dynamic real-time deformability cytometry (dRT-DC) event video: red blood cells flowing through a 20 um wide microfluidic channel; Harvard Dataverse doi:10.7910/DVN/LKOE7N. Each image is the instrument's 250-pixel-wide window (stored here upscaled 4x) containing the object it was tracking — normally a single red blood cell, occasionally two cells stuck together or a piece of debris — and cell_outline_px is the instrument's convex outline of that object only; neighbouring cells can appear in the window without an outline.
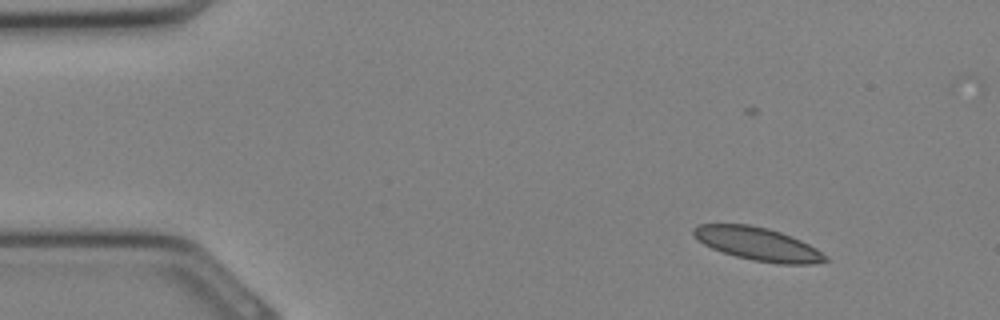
{"species": "Egyptian fruit bat (a non-hibernating species)", "species_latin": "Rousettus aegyptiacus", "temperature_condition": "cold", "stored_images_in_passage": 9, "camera_frame_rate_fps": 3000, "um_per_image_px": 0.085, "animal": {"sex": "female"}, "frame": {"image": 1, "passage_image": 1, "time_ms": 0.0, "image_size_px": [1000, 320], "cell_outline_px": [[828, 260], [812, 264], [780, 264], [752, 260], [736, 256], [712, 248], [704, 244], [692, 232], [692, 228], [700, 224], [748, 224], [768, 228], [792, 236], [816, 248], [828, 256]], "centroid_in_image_um": [64.44, 20.73], "position_along_channel_um": 20.6, "area_um2": 25.26}}
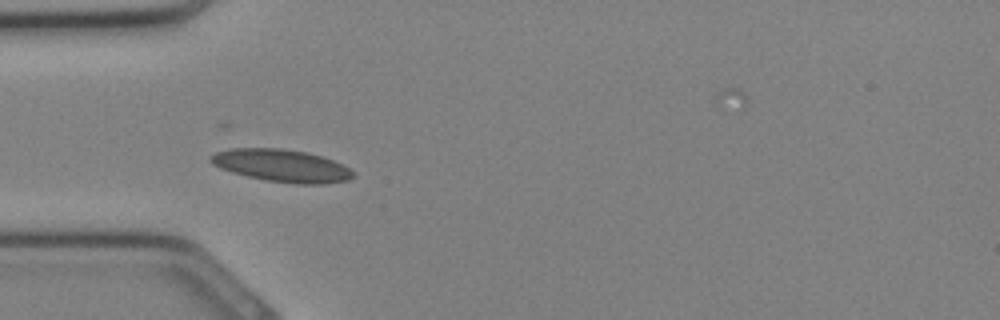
{"frame": {"image": 2, "passage_image": 7, "time_ms": 2.0, "image_size_px": [1000, 320], "cell_outline_px": [[356, 176], [348, 180], [324, 184], [296, 184], [268, 180], [248, 176], [232, 172], [220, 168], [212, 164], [208, 160], [216, 152], [228, 148], [284, 148], [308, 152], [344, 164], [356, 172]], "centroid_in_image_um": [23.99, 14.07], "position_along_channel_um": 61.0, "area_um2": 27.17}}
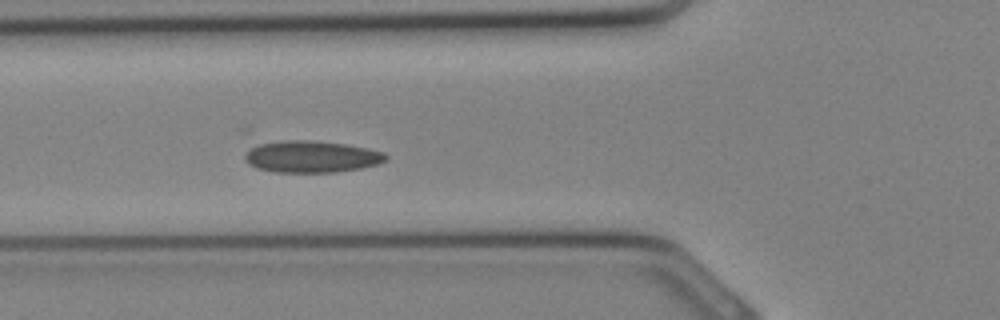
{"frame": {"image": 3, "passage_image": 9, "time_ms": 2.667, "image_size_px": [1000, 320], "cell_outline_px": [[388, 160], [376, 164], [360, 168], [336, 172], [272, 172], [256, 168], [248, 164], [244, 160], [244, 156], [252, 148], [260, 144], [280, 140], [312, 140], [344, 144], [368, 148], [384, 152], [388, 156]], "centroid_in_image_um": [26.48, 13.32], "position_along_channel_um": 99.3, "area_um2": 26.13}}